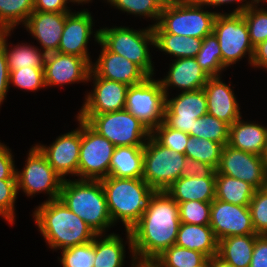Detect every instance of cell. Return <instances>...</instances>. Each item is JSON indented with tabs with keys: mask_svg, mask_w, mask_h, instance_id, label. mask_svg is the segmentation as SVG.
<instances>
[{
	"mask_svg": "<svg viewBox=\"0 0 267 267\" xmlns=\"http://www.w3.org/2000/svg\"><path fill=\"white\" fill-rule=\"evenodd\" d=\"M180 223L178 203L165 191H155L140 220L126 230L130 252L158 257L175 245Z\"/></svg>",
	"mask_w": 267,
	"mask_h": 267,
	"instance_id": "cell-1",
	"label": "cell"
},
{
	"mask_svg": "<svg viewBox=\"0 0 267 267\" xmlns=\"http://www.w3.org/2000/svg\"><path fill=\"white\" fill-rule=\"evenodd\" d=\"M35 223L51 249H65L91 242L96 233L59 198L44 201L33 212Z\"/></svg>",
	"mask_w": 267,
	"mask_h": 267,
	"instance_id": "cell-2",
	"label": "cell"
},
{
	"mask_svg": "<svg viewBox=\"0 0 267 267\" xmlns=\"http://www.w3.org/2000/svg\"><path fill=\"white\" fill-rule=\"evenodd\" d=\"M100 181L113 224L121 220L125 230H130L140 220L155 191L143 178L108 176Z\"/></svg>",
	"mask_w": 267,
	"mask_h": 267,
	"instance_id": "cell-3",
	"label": "cell"
},
{
	"mask_svg": "<svg viewBox=\"0 0 267 267\" xmlns=\"http://www.w3.org/2000/svg\"><path fill=\"white\" fill-rule=\"evenodd\" d=\"M59 199L96 234H103L106 229L114 225L100 180L64 179Z\"/></svg>",
	"mask_w": 267,
	"mask_h": 267,
	"instance_id": "cell-4",
	"label": "cell"
},
{
	"mask_svg": "<svg viewBox=\"0 0 267 267\" xmlns=\"http://www.w3.org/2000/svg\"><path fill=\"white\" fill-rule=\"evenodd\" d=\"M99 42L110 52L119 54L139 66L148 76L154 75L148 45H155L152 26L134 30L129 27L99 29Z\"/></svg>",
	"mask_w": 267,
	"mask_h": 267,
	"instance_id": "cell-5",
	"label": "cell"
},
{
	"mask_svg": "<svg viewBox=\"0 0 267 267\" xmlns=\"http://www.w3.org/2000/svg\"><path fill=\"white\" fill-rule=\"evenodd\" d=\"M202 6L197 0H176L161 9L158 25L166 33L203 39L213 33L218 13Z\"/></svg>",
	"mask_w": 267,
	"mask_h": 267,
	"instance_id": "cell-6",
	"label": "cell"
},
{
	"mask_svg": "<svg viewBox=\"0 0 267 267\" xmlns=\"http://www.w3.org/2000/svg\"><path fill=\"white\" fill-rule=\"evenodd\" d=\"M114 146H144L151 131L126 109L103 114H77Z\"/></svg>",
	"mask_w": 267,
	"mask_h": 267,
	"instance_id": "cell-7",
	"label": "cell"
},
{
	"mask_svg": "<svg viewBox=\"0 0 267 267\" xmlns=\"http://www.w3.org/2000/svg\"><path fill=\"white\" fill-rule=\"evenodd\" d=\"M185 160L184 154L162 146L150 136L144 145L142 178L154 191H165L183 176Z\"/></svg>",
	"mask_w": 267,
	"mask_h": 267,
	"instance_id": "cell-8",
	"label": "cell"
},
{
	"mask_svg": "<svg viewBox=\"0 0 267 267\" xmlns=\"http://www.w3.org/2000/svg\"><path fill=\"white\" fill-rule=\"evenodd\" d=\"M213 33L218 39L222 53V63L227 68L236 64L245 54L251 65L254 47L242 13H218L214 21Z\"/></svg>",
	"mask_w": 267,
	"mask_h": 267,
	"instance_id": "cell-9",
	"label": "cell"
},
{
	"mask_svg": "<svg viewBox=\"0 0 267 267\" xmlns=\"http://www.w3.org/2000/svg\"><path fill=\"white\" fill-rule=\"evenodd\" d=\"M165 105L166 96L161 83L152 76L128 87L125 109L151 132L164 121Z\"/></svg>",
	"mask_w": 267,
	"mask_h": 267,
	"instance_id": "cell-10",
	"label": "cell"
},
{
	"mask_svg": "<svg viewBox=\"0 0 267 267\" xmlns=\"http://www.w3.org/2000/svg\"><path fill=\"white\" fill-rule=\"evenodd\" d=\"M115 147L107 138L81 119L78 177L89 180H101L108 177Z\"/></svg>",
	"mask_w": 267,
	"mask_h": 267,
	"instance_id": "cell-11",
	"label": "cell"
},
{
	"mask_svg": "<svg viewBox=\"0 0 267 267\" xmlns=\"http://www.w3.org/2000/svg\"><path fill=\"white\" fill-rule=\"evenodd\" d=\"M16 178L17 190L22 189L28 197L44 191L49 194L47 201L59 198L64 181L36 145L30 149L24 169L16 170Z\"/></svg>",
	"mask_w": 267,
	"mask_h": 267,
	"instance_id": "cell-12",
	"label": "cell"
},
{
	"mask_svg": "<svg viewBox=\"0 0 267 267\" xmlns=\"http://www.w3.org/2000/svg\"><path fill=\"white\" fill-rule=\"evenodd\" d=\"M216 174L240 179L256 190L267 187V169L263 156L235 149L228 144L222 148Z\"/></svg>",
	"mask_w": 267,
	"mask_h": 267,
	"instance_id": "cell-13",
	"label": "cell"
},
{
	"mask_svg": "<svg viewBox=\"0 0 267 267\" xmlns=\"http://www.w3.org/2000/svg\"><path fill=\"white\" fill-rule=\"evenodd\" d=\"M216 239L256 234L249 206H239L219 199L211 202L210 224Z\"/></svg>",
	"mask_w": 267,
	"mask_h": 267,
	"instance_id": "cell-14",
	"label": "cell"
},
{
	"mask_svg": "<svg viewBox=\"0 0 267 267\" xmlns=\"http://www.w3.org/2000/svg\"><path fill=\"white\" fill-rule=\"evenodd\" d=\"M207 114L204 89L181 92L175 98L166 97L164 122L171 128L189 134L196 119Z\"/></svg>",
	"mask_w": 267,
	"mask_h": 267,
	"instance_id": "cell-15",
	"label": "cell"
},
{
	"mask_svg": "<svg viewBox=\"0 0 267 267\" xmlns=\"http://www.w3.org/2000/svg\"><path fill=\"white\" fill-rule=\"evenodd\" d=\"M90 80L94 82V90L86 95L85 102L78 114H103L125 109L128 85L100 78L92 71L88 78V81Z\"/></svg>",
	"mask_w": 267,
	"mask_h": 267,
	"instance_id": "cell-16",
	"label": "cell"
},
{
	"mask_svg": "<svg viewBox=\"0 0 267 267\" xmlns=\"http://www.w3.org/2000/svg\"><path fill=\"white\" fill-rule=\"evenodd\" d=\"M79 127L71 132L65 133L53 142L50 146L37 144L36 146L46 156L48 163L54 171L63 179L65 175L78 176L79 153L81 146V119Z\"/></svg>",
	"mask_w": 267,
	"mask_h": 267,
	"instance_id": "cell-17",
	"label": "cell"
},
{
	"mask_svg": "<svg viewBox=\"0 0 267 267\" xmlns=\"http://www.w3.org/2000/svg\"><path fill=\"white\" fill-rule=\"evenodd\" d=\"M91 64L83 57L59 52L46 54L44 64L45 85H66L88 82Z\"/></svg>",
	"mask_w": 267,
	"mask_h": 267,
	"instance_id": "cell-18",
	"label": "cell"
},
{
	"mask_svg": "<svg viewBox=\"0 0 267 267\" xmlns=\"http://www.w3.org/2000/svg\"><path fill=\"white\" fill-rule=\"evenodd\" d=\"M94 33L95 41L102 48L95 64H91V71L96 76L121 82L128 86L139 84L149 77L139 66L130 60L108 51L99 42V30Z\"/></svg>",
	"mask_w": 267,
	"mask_h": 267,
	"instance_id": "cell-19",
	"label": "cell"
},
{
	"mask_svg": "<svg viewBox=\"0 0 267 267\" xmlns=\"http://www.w3.org/2000/svg\"><path fill=\"white\" fill-rule=\"evenodd\" d=\"M91 13L84 10L66 16L58 52L85 58L90 64L87 44L93 33Z\"/></svg>",
	"mask_w": 267,
	"mask_h": 267,
	"instance_id": "cell-20",
	"label": "cell"
},
{
	"mask_svg": "<svg viewBox=\"0 0 267 267\" xmlns=\"http://www.w3.org/2000/svg\"><path fill=\"white\" fill-rule=\"evenodd\" d=\"M68 13L34 10L24 24L29 33L41 44L46 54L58 52Z\"/></svg>",
	"mask_w": 267,
	"mask_h": 267,
	"instance_id": "cell-21",
	"label": "cell"
},
{
	"mask_svg": "<svg viewBox=\"0 0 267 267\" xmlns=\"http://www.w3.org/2000/svg\"><path fill=\"white\" fill-rule=\"evenodd\" d=\"M203 89L207 99V114L229 126L242 116L234 92L221 81L220 76L209 77Z\"/></svg>",
	"mask_w": 267,
	"mask_h": 267,
	"instance_id": "cell-22",
	"label": "cell"
},
{
	"mask_svg": "<svg viewBox=\"0 0 267 267\" xmlns=\"http://www.w3.org/2000/svg\"><path fill=\"white\" fill-rule=\"evenodd\" d=\"M209 76L203 72L200 65L193 58H178L170 65L168 74L159 80L165 96L168 97V87L183 89L182 92L202 89Z\"/></svg>",
	"mask_w": 267,
	"mask_h": 267,
	"instance_id": "cell-23",
	"label": "cell"
},
{
	"mask_svg": "<svg viewBox=\"0 0 267 267\" xmlns=\"http://www.w3.org/2000/svg\"><path fill=\"white\" fill-rule=\"evenodd\" d=\"M267 142V127L255 122H244L241 117L229 126V141L231 147L263 156Z\"/></svg>",
	"mask_w": 267,
	"mask_h": 267,
	"instance_id": "cell-24",
	"label": "cell"
},
{
	"mask_svg": "<svg viewBox=\"0 0 267 267\" xmlns=\"http://www.w3.org/2000/svg\"><path fill=\"white\" fill-rule=\"evenodd\" d=\"M216 177L181 176L165 192L177 203L191 200L212 202L215 199Z\"/></svg>",
	"mask_w": 267,
	"mask_h": 267,
	"instance_id": "cell-25",
	"label": "cell"
},
{
	"mask_svg": "<svg viewBox=\"0 0 267 267\" xmlns=\"http://www.w3.org/2000/svg\"><path fill=\"white\" fill-rule=\"evenodd\" d=\"M175 245L199 251L207 258L218 254V240L209 225L180 223Z\"/></svg>",
	"mask_w": 267,
	"mask_h": 267,
	"instance_id": "cell-26",
	"label": "cell"
},
{
	"mask_svg": "<svg viewBox=\"0 0 267 267\" xmlns=\"http://www.w3.org/2000/svg\"><path fill=\"white\" fill-rule=\"evenodd\" d=\"M144 146H117L113 152L109 176L142 178Z\"/></svg>",
	"mask_w": 267,
	"mask_h": 267,
	"instance_id": "cell-27",
	"label": "cell"
},
{
	"mask_svg": "<svg viewBox=\"0 0 267 267\" xmlns=\"http://www.w3.org/2000/svg\"><path fill=\"white\" fill-rule=\"evenodd\" d=\"M257 234L225 237L218 241L217 256L233 267H249Z\"/></svg>",
	"mask_w": 267,
	"mask_h": 267,
	"instance_id": "cell-28",
	"label": "cell"
},
{
	"mask_svg": "<svg viewBox=\"0 0 267 267\" xmlns=\"http://www.w3.org/2000/svg\"><path fill=\"white\" fill-rule=\"evenodd\" d=\"M155 35V47L178 58H193L201 49L202 39L166 33L158 24L151 25Z\"/></svg>",
	"mask_w": 267,
	"mask_h": 267,
	"instance_id": "cell-29",
	"label": "cell"
},
{
	"mask_svg": "<svg viewBox=\"0 0 267 267\" xmlns=\"http://www.w3.org/2000/svg\"><path fill=\"white\" fill-rule=\"evenodd\" d=\"M10 32L0 31V44L5 50L9 71L29 67L44 68L46 53L41 52V49L22 43L8 50L6 37L10 36Z\"/></svg>",
	"mask_w": 267,
	"mask_h": 267,
	"instance_id": "cell-30",
	"label": "cell"
},
{
	"mask_svg": "<svg viewBox=\"0 0 267 267\" xmlns=\"http://www.w3.org/2000/svg\"><path fill=\"white\" fill-rule=\"evenodd\" d=\"M249 183L225 174H216L215 199L239 206H249L255 193Z\"/></svg>",
	"mask_w": 267,
	"mask_h": 267,
	"instance_id": "cell-31",
	"label": "cell"
},
{
	"mask_svg": "<svg viewBox=\"0 0 267 267\" xmlns=\"http://www.w3.org/2000/svg\"><path fill=\"white\" fill-rule=\"evenodd\" d=\"M97 234L95 237V260L93 267H122L124 266L125 247L123 239L118 234L104 236ZM98 238V239H97ZM100 240V241H99Z\"/></svg>",
	"mask_w": 267,
	"mask_h": 267,
	"instance_id": "cell-32",
	"label": "cell"
},
{
	"mask_svg": "<svg viewBox=\"0 0 267 267\" xmlns=\"http://www.w3.org/2000/svg\"><path fill=\"white\" fill-rule=\"evenodd\" d=\"M267 0H251L239 5L231 13H242L249 31L250 42L253 47L267 40V10L257 8L259 2Z\"/></svg>",
	"mask_w": 267,
	"mask_h": 267,
	"instance_id": "cell-33",
	"label": "cell"
},
{
	"mask_svg": "<svg viewBox=\"0 0 267 267\" xmlns=\"http://www.w3.org/2000/svg\"><path fill=\"white\" fill-rule=\"evenodd\" d=\"M34 11V0H0V31H11L25 24Z\"/></svg>",
	"mask_w": 267,
	"mask_h": 267,
	"instance_id": "cell-34",
	"label": "cell"
},
{
	"mask_svg": "<svg viewBox=\"0 0 267 267\" xmlns=\"http://www.w3.org/2000/svg\"><path fill=\"white\" fill-rule=\"evenodd\" d=\"M194 58L209 77H217L224 68L226 69L222 63L221 49L214 33L202 39L201 49Z\"/></svg>",
	"mask_w": 267,
	"mask_h": 267,
	"instance_id": "cell-35",
	"label": "cell"
},
{
	"mask_svg": "<svg viewBox=\"0 0 267 267\" xmlns=\"http://www.w3.org/2000/svg\"><path fill=\"white\" fill-rule=\"evenodd\" d=\"M223 145L208 139L190 136L186 144L184 155L218 168Z\"/></svg>",
	"mask_w": 267,
	"mask_h": 267,
	"instance_id": "cell-36",
	"label": "cell"
},
{
	"mask_svg": "<svg viewBox=\"0 0 267 267\" xmlns=\"http://www.w3.org/2000/svg\"><path fill=\"white\" fill-rule=\"evenodd\" d=\"M189 135L218 142L224 146L229 141V125L214 116L206 114L196 119Z\"/></svg>",
	"mask_w": 267,
	"mask_h": 267,
	"instance_id": "cell-37",
	"label": "cell"
},
{
	"mask_svg": "<svg viewBox=\"0 0 267 267\" xmlns=\"http://www.w3.org/2000/svg\"><path fill=\"white\" fill-rule=\"evenodd\" d=\"M157 258L164 267H193L201 264L207 257L199 251L172 245Z\"/></svg>",
	"mask_w": 267,
	"mask_h": 267,
	"instance_id": "cell-38",
	"label": "cell"
},
{
	"mask_svg": "<svg viewBox=\"0 0 267 267\" xmlns=\"http://www.w3.org/2000/svg\"><path fill=\"white\" fill-rule=\"evenodd\" d=\"M60 262L63 267H93L95 260V238L86 244L62 250Z\"/></svg>",
	"mask_w": 267,
	"mask_h": 267,
	"instance_id": "cell-39",
	"label": "cell"
},
{
	"mask_svg": "<svg viewBox=\"0 0 267 267\" xmlns=\"http://www.w3.org/2000/svg\"><path fill=\"white\" fill-rule=\"evenodd\" d=\"M151 136L162 146L180 154L185 153L186 144L190 137L183 131L169 127L164 121L151 132Z\"/></svg>",
	"mask_w": 267,
	"mask_h": 267,
	"instance_id": "cell-40",
	"label": "cell"
},
{
	"mask_svg": "<svg viewBox=\"0 0 267 267\" xmlns=\"http://www.w3.org/2000/svg\"><path fill=\"white\" fill-rule=\"evenodd\" d=\"M181 223L209 225L211 202L191 200L178 203Z\"/></svg>",
	"mask_w": 267,
	"mask_h": 267,
	"instance_id": "cell-41",
	"label": "cell"
},
{
	"mask_svg": "<svg viewBox=\"0 0 267 267\" xmlns=\"http://www.w3.org/2000/svg\"><path fill=\"white\" fill-rule=\"evenodd\" d=\"M107 2L123 12L155 19L156 23L153 25L158 24L162 8L154 0H107Z\"/></svg>",
	"mask_w": 267,
	"mask_h": 267,
	"instance_id": "cell-42",
	"label": "cell"
},
{
	"mask_svg": "<svg viewBox=\"0 0 267 267\" xmlns=\"http://www.w3.org/2000/svg\"><path fill=\"white\" fill-rule=\"evenodd\" d=\"M10 72L9 83L20 89L37 91L40 88L46 87L44 68H21Z\"/></svg>",
	"mask_w": 267,
	"mask_h": 267,
	"instance_id": "cell-43",
	"label": "cell"
},
{
	"mask_svg": "<svg viewBox=\"0 0 267 267\" xmlns=\"http://www.w3.org/2000/svg\"><path fill=\"white\" fill-rule=\"evenodd\" d=\"M249 210L257 235H267V187L255 190Z\"/></svg>",
	"mask_w": 267,
	"mask_h": 267,
	"instance_id": "cell-44",
	"label": "cell"
},
{
	"mask_svg": "<svg viewBox=\"0 0 267 267\" xmlns=\"http://www.w3.org/2000/svg\"><path fill=\"white\" fill-rule=\"evenodd\" d=\"M17 179L0 180V215L10 224L15 221V201L17 198Z\"/></svg>",
	"mask_w": 267,
	"mask_h": 267,
	"instance_id": "cell-45",
	"label": "cell"
},
{
	"mask_svg": "<svg viewBox=\"0 0 267 267\" xmlns=\"http://www.w3.org/2000/svg\"><path fill=\"white\" fill-rule=\"evenodd\" d=\"M183 169V176L188 177H216V169L207 163L193 160L186 157Z\"/></svg>",
	"mask_w": 267,
	"mask_h": 267,
	"instance_id": "cell-46",
	"label": "cell"
},
{
	"mask_svg": "<svg viewBox=\"0 0 267 267\" xmlns=\"http://www.w3.org/2000/svg\"><path fill=\"white\" fill-rule=\"evenodd\" d=\"M8 147L0 142V180L17 179L13 156Z\"/></svg>",
	"mask_w": 267,
	"mask_h": 267,
	"instance_id": "cell-47",
	"label": "cell"
},
{
	"mask_svg": "<svg viewBox=\"0 0 267 267\" xmlns=\"http://www.w3.org/2000/svg\"><path fill=\"white\" fill-rule=\"evenodd\" d=\"M249 267H267V235H258Z\"/></svg>",
	"mask_w": 267,
	"mask_h": 267,
	"instance_id": "cell-48",
	"label": "cell"
},
{
	"mask_svg": "<svg viewBox=\"0 0 267 267\" xmlns=\"http://www.w3.org/2000/svg\"><path fill=\"white\" fill-rule=\"evenodd\" d=\"M10 72L8 69L7 58L3 46L0 44V106L4 101L8 89Z\"/></svg>",
	"mask_w": 267,
	"mask_h": 267,
	"instance_id": "cell-49",
	"label": "cell"
},
{
	"mask_svg": "<svg viewBox=\"0 0 267 267\" xmlns=\"http://www.w3.org/2000/svg\"><path fill=\"white\" fill-rule=\"evenodd\" d=\"M73 0H34V10L42 12H71L67 3Z\"/></svg>",
	"mask_w": 267,
	"mask_h": 267,
	"instance_id": "cell-50",
	"label": "cell"
},
{
	"mask_svg": "<svg viewBox=\"0 0 267 267\" xmlns=\"http://www.w3.org/2000/svg\"><path fill=\"white\" fill-rule=\"evenodd\" d=\"M252 67H263L267 70V40L254 47Z\"/></svg>",
	"mask_w": 267,
	"mask_h": 267,
	"instance_id": "cell-51",
	"label": "cell"
},
{
	"mask_svg": "<svg viewBox=\"0 0 267 267\" xmlns=\"http://www.w3.org/2000/svg\"><path fill=\"white\" fill-rule=\"evenodd\" d=\"M131 267H164L157 257H142L132 254Z\"/></svg>",
	"mask_w": 267,
	"mask_h": 267,
	"instance_id": "cell-52",
	"label": "cell"
},
{
	"mask_svg": "<svg viewBox=\"0 0 267 267\" xmlns=\"http://www.w3.org/2000/svg\"><path fill=\"white\" fill-rule=\"evenodd\" d=\"M200 4L203 5V7L206 5V6H221L223 4H227V3H235L237 2H244L246 0H197Z\"/></svg>",
	"mask_w": 267,
	"mask_h": 267,
	"instance_id": "cell-53",
	"label": "cell"
},
{
	"mask_svg": "<svg viewBox=\"0 0 267 267\" xmlns=\"http://www.w3.org/2000/svg\"><path fill=\"white\" fill-rule=\"evenodd\" d=\"M211 267H233V266L226 263L216 255L211 258Z\"/></svg>",
	"mask_w": 267,
	"mask_h": 267,
	"instance_id": "cell-54",
	"label": "cell"
},
{
	"mask_svg": "<svg viewBox=\"0 0 267 267\" xmlns=\"http://www.w3.org/2000/svg\"><path fill=\"white\" fill-rule=\"evenodd\" d=\"M161 8H165L170 4H173L176 0H154Z\"/></svg>",
	"mask_w": 267,
	"mask_h": 267,
	"instance_id": "cell-55",
	"label": "cell"
},
{
	"mask_svg": "<svg viewBox=\"0 0 267 267\" xmlns=\"http://www.w3.org/2000/svg\"><path fill=\"white\" fill-rule=\"evenodd\" d=\"M193 267H211V258H206L201 264Z\"/></svg>",
	"mask_w": 267,
	"mask_h": 267,
	"instance_id": "cell-56",
	"label": "cell"
},
{
	"mask_svg": "<svg viewBox=\"0 0 267 267\" xmlns=\"http://www.w3.org/2000/svg\"><path fill=\"white\" fill-rule=\"evenodd\" d=\"M263 160L265 162V166H266V169H267V142H266L265 152L263 154Z\"/></svg>",
	"mask_w": 267,
	"mask_h": 267,
	"instance_id": "cell-57",
	"label": "cell"
},
{
	"mask_svg": "<svg viewBox=\"0 0 267 267\" xmlns=\"http://www.w3.org/2000/svg\"><path fill=\"white\" fill-rule=\"evenodd\" d=\"M90 1L91 0H73V3H76L77 2L78 5H79V3H82V4L85 3L86 4V3L90 2Z\"/></svg>",
	"mask_w": 267,
	"mask_h": 267,
	"instance_id": "cell-58",
	"label": "cell"
}]
</instances>
